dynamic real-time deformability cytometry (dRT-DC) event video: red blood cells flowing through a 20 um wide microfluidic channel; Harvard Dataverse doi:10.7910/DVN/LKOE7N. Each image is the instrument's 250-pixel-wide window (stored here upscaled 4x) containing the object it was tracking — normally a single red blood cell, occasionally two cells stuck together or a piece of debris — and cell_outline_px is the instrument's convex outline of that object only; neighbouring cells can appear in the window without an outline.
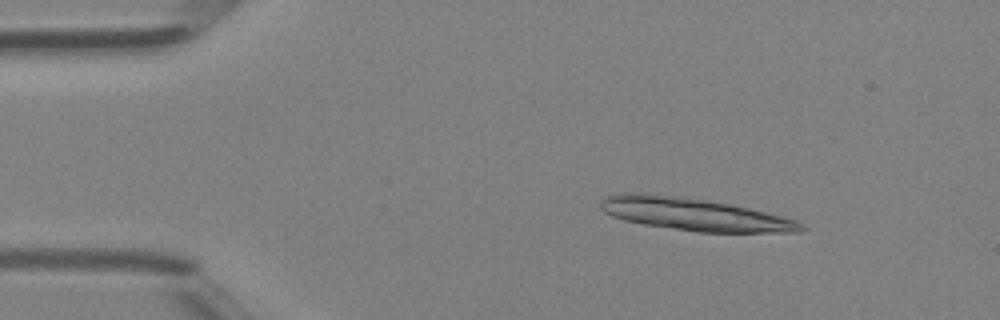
{"species": "Egyptian fruit bat (a non-hibernating species)", "species_latin": "Rousettus aegyptiacus", "temperature_condition": "room temperature", "stored_images_in_passage": 48, "camera_frame_rate_fps": 3000, "um_per_image_px": 0.085, "animal": {"sex": "female"}, "frame": {"image": 1, "passage_image": 7, "time_ms": 2.0, "image_size_px": [1000, 320], "cell_outline_px": [[808, 228], [796, 232], [696, 232], [644, 224], [624, 220], [612, 216], [604, 212], [600, 208], [600, 200], [608, 196], [620, 192], [648, 192], [704, 200], [728, 204], [748, 208], [796, 220], [804, 224]], "centroid_in_image_um": [58.95, 18.21], "position_along_channel_um": 26.0, "area_um2": 37.86}}
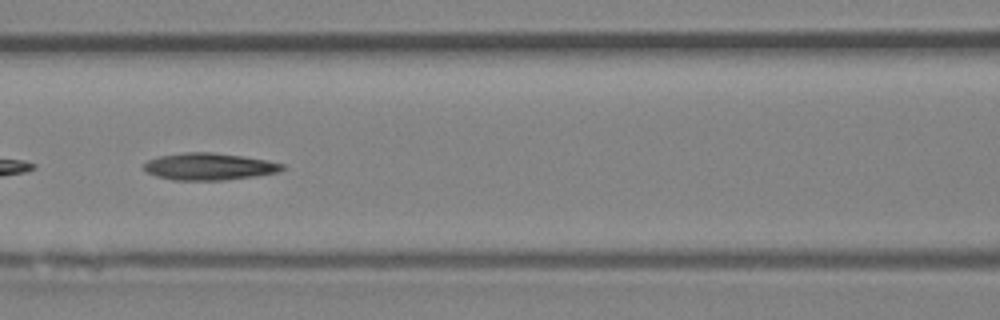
{"frame": {"image": 2, "passage_image": 21, "time_ms": 6.667, "image_size_px": [1000, 320], "cell_outline_px": [[284, 168], [276, 172], [256, 176], [224, 180], [172, 180], [156, 176], [148, 172], [144, 168], [144, 164], [148, 160], [160, 156], [184, 152], [212, 152], [240, 156], [264, 160], [284, 164]], "centroid_in_image_um": [17.74, 14.16], "position_along_channel_um": 148.9, "area_um2": 21.5}}
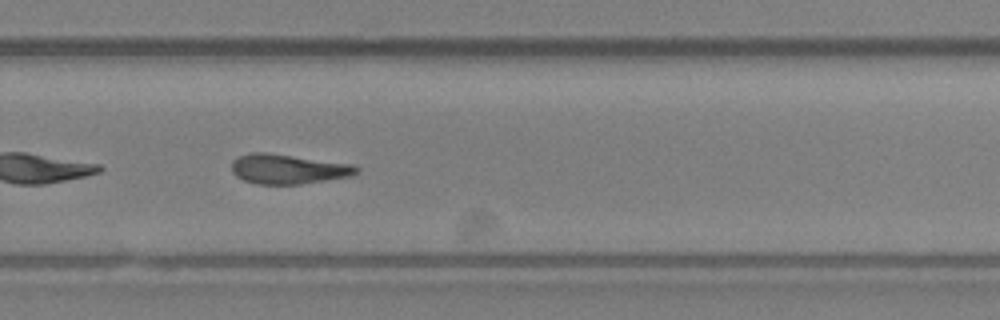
{"frame": {"image": 3, "passage_image": 32, "time_ms": 10.333, "image_size_px": [1000, 320], "cell_outline_px": [[360, 168], [352, 176], [300, 184], [256, 184], [244, 180], [236, 176], [232, 172], [232, 160], [236, 156], [252, 152], [268, 152], [352, 164]], "centroid_in_image_um": [24.45, 14.36], "position_along_channel_um": 305.3, "area_um2": 21.73}}